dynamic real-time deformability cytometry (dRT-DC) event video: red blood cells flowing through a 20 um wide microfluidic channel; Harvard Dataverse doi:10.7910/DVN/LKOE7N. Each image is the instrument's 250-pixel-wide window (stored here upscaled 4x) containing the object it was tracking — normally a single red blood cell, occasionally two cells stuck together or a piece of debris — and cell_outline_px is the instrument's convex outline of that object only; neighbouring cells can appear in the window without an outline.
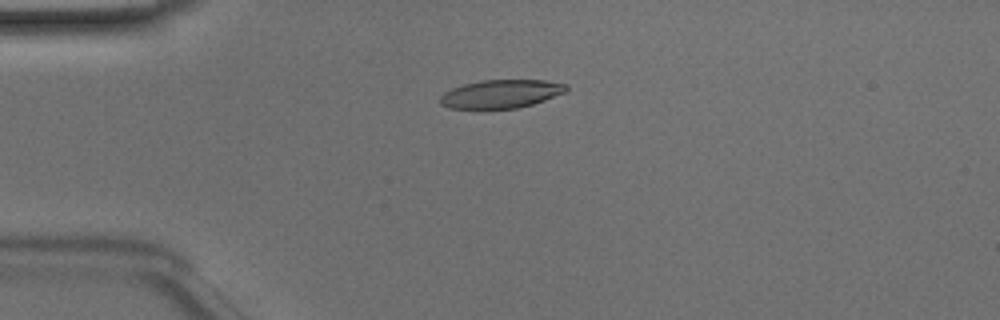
{"species": "Egyptian fruit bat (a non-hibernating species)", "species_latin": "Rousettus aegyptiacus", "temperature_condition": "room temperature", "stored_images_in_passage": 42, "camera_frame_rate_fps": 3000, "um_per_image_px": 0.085, "animal": {"sex": "male"}, "frame": {"image": 1, "passage_image": 5, "time_ms": 1.333, "image_size_px": [1000, 320], "cell_outline_px": [[568, 88], [564, 92], [544, 100], [532, 104], [516, 108], [448, 108], [440, 104], [440, 96], [444, 92], [452, 88], [464, 84], [480, 80], [544, 80], [568, 84]], "centroid_in_image_um": [42.57, 7.97], "position_along_channel_um": 42.4, "area_um2": 20.69}}
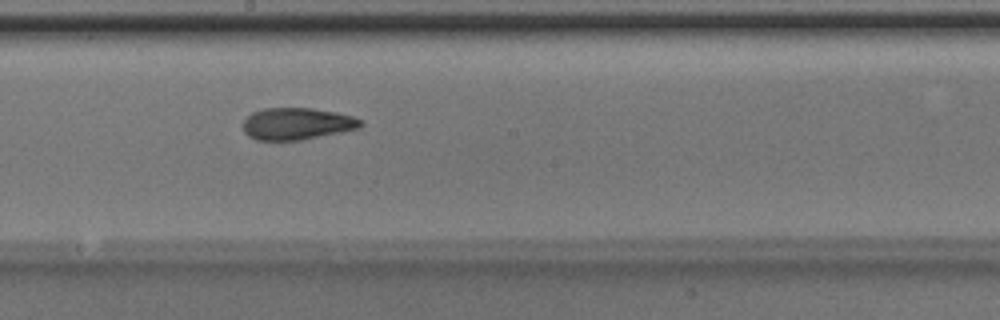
{"frame": {"image": 2, "passage_image": 20, "time_ms": 6.333, "image_size_px": [1000, 320], "cell_outline_px": [[364, 124], [360, 128], [300, 140], [256, 140], [248, 136], [244, 132], [244, 120], [252, 112], [264, 108], [312, 108], [336, 112], [352, 116], [364, 120]], "centroid_in_image_um": [25.26, 10.51], "position_along_channel_um": 222.9, "area_um2": 21.91}}
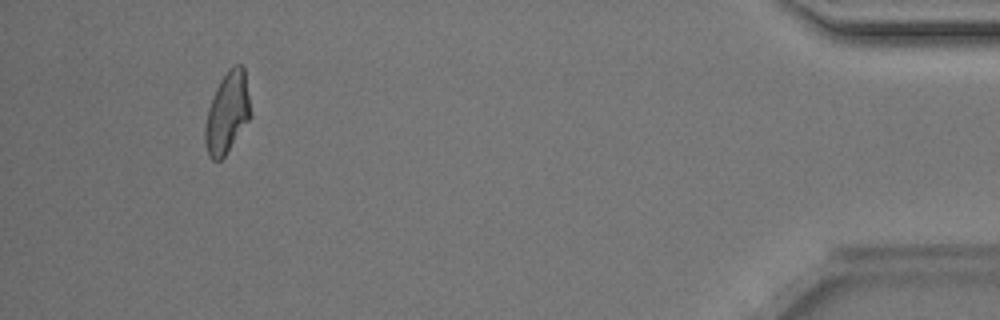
{"frame": {"image": 3, "passage_image": 39, "time_ms": 12.667, "image_size_px": [1000, 320], "cell_outline_px": [[252, 116], [224, 156], [220, 160], [212, 160], [208, 156], [204, 140], [204, 128], [208, 108], [212, 96], [220, 80], [228, 68], [236, 64], [240, 64], [244, 68], [252, 112]], "centroid_in_image_um": [19.31, 9.57], "position_along_channel_um": 415.9, "area_um2": 21.68}, "authors_computed_cell_mechanics": {"area_um2": 21.7039, "velocity_mm_per_s": 4.1101, "shape_relaxation_time_tau1_ms": 6.1093, "shape_relaxation_time_tau2_ms": 1.9203, "deformation_change_tau1": 0.1808, "deformation_change_tau2": 0.0834}}